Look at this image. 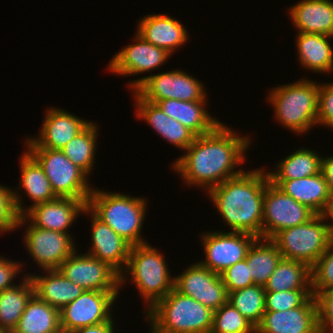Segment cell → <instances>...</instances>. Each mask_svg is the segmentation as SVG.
I'll use <instances>...</instances> for the list:
<instances>
[{"label": "cell", "instance_id": "cell-3", "mask_svg": "<svg viewBox=\"0 0 333 333\" xmlns=\"http://www.w3.org/2000/svg\"><path fill=\"white\" fill-rule=\"evenodd\" d=\"M213 312L173 288L146 310L151 333H210Z\"/></svg>", "mask_w": 333, "mask_h": 333}, {"label": "cell", "instance_id": "cell-26", "mask_svg": "<svg viewBox=\"0 0 333 333\" xmlns=\"http://www.w3.org/2000/svg\"><path fill=\"white\" fill-rule=\"evenodd\" d=\"M46 275L27 274L33 282L35 294L50 306L61 310L85 290L69 281L57 269L44 270Z\"/></svg>", "mask_w": 333, "mask_h": 333}, {"label": "cell", "instance_id": "cell-31", "mask_svg": "<svg viewBox=\"0 0 333 333\" xmlns=\"http://www.w3.org/2000/svg\"><path fill=\"white\" fill-rule=\"evenodd\" d=\"M265 291L312 290L311 267L282 258L264 286Z\"/></svg>", "mask_w": 333, "mask_h": 333}, {"label": "cell", "instance_id": "cell-35", "mask_svg": "<svg viewBox=\"0 0 333 333\" xmlns=\"http://www.w3.org/2000/svg\"><path fill=\"white\" fill-rule=\"evenodd\" d=\"M265 288L251 285L228 293L227 302L257 327L265 313Z\"/></svg>", "mask_w": 333, "mask_h": 333}, {"label": "cell", "instance_id": "cell-37", "mask_svg": "<svg viewBox=\"0 0 333 333\" xmlns=\"http://www.w3.org/2000/svg\"><path fill=\"white\" fill-rule=\"evenodd\" d=\"M17 193L0 185V233L16 230L21 216L27 211Z\"/></svg>", "mask_w": 333, "mask_h": 333}, {"label": "cell", "instance_id": "cell-13", "mask_svg": "<svg viewBox=\"0 0 333 333\" xmlns=\"http://www.w3.org/2000/svg\"><path fill=\"white\" fill-rule=\"evenodd\" d=\"M201 238L206 258L199 263L218 274L246 259L248 250L257 239L249 233L217 230L206 232Z\"/></svg>", "mask_w": 333, "mask_h": 333}, {"label": "cell", "instance_id": "cell-5", "mask_svg": "<svg viewBox=\"0 0 333 333\" xmlns=\"http://www.w3.org/2000/svg\"><path fill=\"white\" fill-rule=\"evenodd\" d=\"M318 93V83L302 78L271 89L268 101L274 106V116L282 126L303 134L317 125Z\"/></svg>", "mask_w": 333, "mask_h": 333}, {"label": "cell", "instance_id": "cell-17", "mask_svg": "<svg viewBox=\"0 0 333 333\" xmlns=\"http://www.w3.org/2000/svg\"><path fill=\"white\" fill-rule=\"evenodd\" d=\"M256 333H321L315 296L290 310L265 311Z\"/></svg>", "mask_w": 333, "mask_h": 333}, {"label": "cell", "instance_id": "cell-43", "mask_svg": "<svg viewBox=\"0 0 333 333\" xmlns=\"http://www.w3.org/2000/svg\"><path fill=\"white\" fill-rule=\"evenodd\" d=\"M21 266L19 262H14L9 258L5 259L3 256L0 257V292L16 286L11 282L19 274Z\"/></svg>", "mask_w": 333, "mask_h": 333}, {"label": "cell", "instance_id": "cell-14", "mask_svg": "<svg viewBox=\"0 0 333 333\" xmlns=\"http://www.w3.org/2000/svg\"><path fill=\"white\" fill-rule=\"evenodd\" d=\"M174 288L212 311L218 310L228 299L220 274L209 270L199 262L192 264L175 277Z\"/></svg>", "mask_w": 333, "mask_h": 333}, {"label": "cell", "instance_id": "cell-24", "mask_svg": "<svg viewBox=\"0 0 333 333\" xmlns=\"http://www.w3.org/2000/svg\"><path fill=\"white\" fill-rule=\"evenodd\" d=\"M156 104L169 117L179 121L196 136L213 131L221 122L211 117L204 105L206 101H181L166 99Z\"/></svg>", "mask_w": 333, "mask_h": 333}, {"label": "cell", "instance_id": "cell-10", "mask_svg": "<svg viewBox=\"0 0 333 333\" xmlns=\"http://www.w3.org/2000/svg\"><path fill=\"white\" fill-rule=\"evenodd\" d=\"M316 213L286 195L270 181L266 184L262 218V238L272 239L279 231L311 220Z\"/></svg>", "mask_w": 333, "mask_h": 333}, {"label": "cell", "instance_id": "cell-1", "mask_svg": "<svg viewBox=\"0 0 333 333\" xmlns=\"http://www.w3.org/2000/svg\"><path fill=\"white\" fill-rule=\"evenodd\" d=\"M249 144V136L241 137L221 122L210 133L196 136L186 154L175 160L173 169L189 187L196 185L209 191L244 171L234 169L246 159Z\"/></svg>", "mask_w": 333, "mask_h": 333}, {"label": "cell", "instance_id": "cell-33", "mask_svg": "<svg viewBox=\"0 0 333 333\" xmlns=\"http://www.w3.org/2000/svg\"><path fill=\"white\" fill-rule=\"evenodd\" d=\"M23 153L20 160L19 189L22 187L26 191L28 197L33 201L31 206L56 199L57 196L41 166L27 151Z\"/></svg>", "mask_w": 333, "mask_h": 333}, {"label": "cell", "instance_id": "cell-30", "mask_svg": "<svg viewBox=\"0 0 333 333\" xmlns=\"http://www.w3.org/2000/svg\"><path fill=\"white\" fill-rule=\"evenodd\" d=\"M21 282L13 288L0 292V333H12L29 300L35 294L29 276L26 275Z\"/></svg>", "mask_w": 333, "mask_h": 333}, {"label": "cell", "instance_id": "cell-23", "mask_svg": "<svg viewBox=\"0 0 333 333\" xmlns=\"http://www.w3.org/2000/svg\"><path fill=\"white\" fill-rule=\"evenodd\" d=\"M290 19L298 33L322 34L333 37V2L303 0L291 6Z\"/></svg>", "mask_w": 333, "mask_h": 333}, {"label": "cell", "instance_id": "cell-27", "mask_svg": "<svg viewBox=\"0 0 333 333\" xmlns=\"http://www.w3.org/2000/svg\"><path fill=\"white\" fill-rule=\"evenodd\" d=\"M332 36L313 33H298L296 49L300 64L306 69L329 73L333 70V47L329 39Z\"/></svg>", "mask_w": 333, "mask_h": 333}, {"label": "cell", "instance_id": "cell-2", "mask_svg": "<svg viewBox=\"0 0 333 333\" xmlns=\"http://www.w3.org/2000/svg\"><path fill=\"white\" fill-rule=\"evenodd\" d=\"M268 182L265 170H246L207 193L233 232L249 233L262 238L264 193Z\"/></svg>", "mask_w": 333, "mask_h": 333}, {"label": "cell", "instance_id": "cell-7", "mask_svg": "<svg viewBox=\"0 0 333 333\" xmlns=\"http://www.w3.org/2000/svg\"><path fill=\"white\" fill-rule=\"evenodd\" d=\"M325 215L316 214L306 223L279 231L271 240L284 259L313 267L326 251L333 235Z\"/></svg>", "mask_w": 333, "mask_h": 333}, {"label": "cell", "instance_id": "cell-45", "mask_svg": "<svg viewBox=\"0 0 333 333\" xmlns=\"http://www.w3.org/2000/svg\"><path fill=\"white\" fill-rule=\"evenodd\" d=\"M321 173L327 182L330 193L333 195V156L322 158Z\"/></svg>", "mask_w": 333, "mask_h": 333}, {"label": "cell", "instance_id": "cell-6", "mask_svg": "<svg viewBox=\"0 0 333 333\" xmlns=\"http://www.w3.org/2000/svg\"><path fill=\"white\" fill-rule=\"evenodd\" d=\"M123 272L131 275L140 296L150 309L158 300L164 298L173 288L175 277L170 271L163 255L149 243L131 246L128 262Z\"/></svg>", "mask_w": 333, "mask_h": 333}, {"label": "cell", "instance_id": "cell-34", "mask_svg": "<svg viewBox=\"0 0 333 333\" xmlns=\"http://www.w3.org/2000/svg\"><path fill=\"white\" fill-rule=\"evenodd\" d=\"M98 126L91 122L72 140H70L61 151L76 166L82 169L87 175L94 166L96 143L99 133Z\"/></svg>", "mask_w": 333, "mask_h": 333}, {"label": "cell", "instance_id": "cell-32", "mask_svg": "<svg viewBox=\"0 0 333 333\" xmlns=\"http://www.w3.org/2000/svg\"><path fill=\"white\" fill-rule=\"evenodd\" d=\"M282 258V254L271 239L257 238L246 256L254 284L264 287Z\"/></svg>", "mask_w": 333, "mask_h": 333}, {"label": "cell", "instance_id": "cell-42", "mask_svg": "<svg viewBox=\"0 0 333 333\" xmlns=\"http://www.w3.org/2000/svg\"><path fill=\"white\" fill-rule=\"evenodd\" d=\"M333 128V82L320 84L318 93L317 125Z\"/></svg>", "mask_w": 333, "mask_h": 333}, {"label": "cell", "instance_id": "cell-8", "mask_svg": "<svg viewBox=\"0 0 333 333\" xmlns=\"http://www.w3.org/2000/svg\"><path fill=\"white\" fill-rule=\"evenodd\" d=\"M41 166L57 197L75 198L86 204L93 191L87 174L70 161L61 150L27 148L26 150Z\"/></svg>", "mask_w": 333, "mask_h": 333}, {"label": "cell", "instance_id": "cell-39", "mask_svg": "<svg viewBox=\"0 0 333 333\" xmlns=\"http://www.w3.org/2000/svg\"><path fill=\"white\" fill-rule=\"evenodd\" d=\"M311 274L312 294L314 296L333 287V239L326 251L311 268Z\"/></svg>", "mask_w": 333, "mask_h": 333}, {"label": "cell", "instance_id": "cell-22", "mask_svg": "<svg viewBox=\"0 0 333 333\" xmlns=\"http://www.w3.org/2000/svg\"><path fill=\"white\" fill-rule=\"evenodd\" d=\"M178 20L165 14L146 15L139 20L137 34L154 46L174 53L187 42L188 31Z\"/></svg>", "mask_w": 333, "mask_h": 333}, {"label": "cell", "instance_id": "cell-41", "mask_svg": "<svg viewBox=\"0 0 333 333\" xmlns=\"http://www.w3.org/2000/svg\"><path fill=\"white\" fill-rule=\"evenodd\" d=\"M318 308V325L321 333H333V287L315 296Z\"/></svg>", "mask_w": 333, "mask_h": 333}, {"label": "cell", "instance_id": "cell-25", "mask_svg": "<svg viewBox=\"0 0 333 333\" xmlns=\"http://www.w3.org/2000/svg\"><path fill=\"white\" fill-rule=\"evenodd\" d=\"M278 187L318 215H325L333 196L321 172L306 178L284 180Z\"/></svg>", "mask_w": 333, "mask_h": 333}, {"label": "cell", "instance_id": "cell-11", "mask_svg": "<svg viewBox=\"0 0 333 333\" xmlns=\"http://www.w3.org/2000/svg\"><path fill=\"white\" fill-rule=\"evenodd\" d=\"M118 294L119 291L85 290L73 302L60 310L62 333H70L81 327L109 322L112 319L111 306Z\"/></svg>", "mask_w": 333, "mask_h": 333}, {"label": "cell", "instance_id": "cell-28", "mask_svg": "<svg viewBox=\"0 0 333 333\" xmlns=\"http://www.w3.org/2000/svg\"><path fill=\"white\" fill-rule=\"evenodd\" d=\"M12 333H62L60 310L34 294Z\"/></svg>", "mask_w": 333, "mask_h": 333}, {"label": "cell", "instance_id": "cell-29", "mask_svg": "<svg viewBox=\"0 0 333 333\" xmlns=\"http://www.w3.org/2000/svg\"><path fill=\"white\" fill-rule=\"evenodd\" d=\"M322 157L311 149L301 148L285 157L273 172H267L269 181L279 186L284 180L306 178L321 172Z\"/></svg>", "mask_w": 333, "mask_h": 333}, {"label": "cell", "instance_id": "cell-20", "mask_svg": "<svg viewBox=\"0 0 333 333\" xmlns=\"http://www.w3.org/2000/svg\"><path fill=\"white\" fill-rule=\"evenodd\" d=\"M46 112L39 137L27 139L28 148L61 150L90 123L60 108Z\"/></svg>", "mask_w": 333, "mask_h": 333}, {"label": "cell", "instance_id": "cell-36", "mask_svg": "<svg viewBox=\"0 0 333 333\" xmlns=\"http://www.w3.org/2000/svg\"><path fill=\"white\" fill-rule=\"evenodd\" d=\"M210 333H256V327L229 302L213 312Z\"/></svg>", "mask_w": 333, "mask_h": 333}, {"label": "cell", "instance_id": "cell-16", "mask_svg": "<svg viewBox=\"0 0 333 333\" xmlns=\"http://www.w3.org/2000/svg\"><path fill=\"white\" fill-rule=\"evenodd\" d=\"M87 204L80 199L57 197L54 200L29 206L21 216L18 227L31 221L37 228L54 230L64 234L78 215L84 211Z\"/></svg>", "mask_w": 333, "mask_h": 333}, {"label": "cell", "instance_id": "cell-19", "mask_svg": "<svg viewBox=\"0 0 333 333\" xmlns=\"http://www.w3.org/2000/svg\"><path fill=\"white\" fill-rule=\"evenodd\" d=\"M134 44L127 45L111 59L108 68L118 75H136L152 71L168 60L170 53L144 40L137 33Z\"/></svg>", "mask_w": 333, "mask_h": 333}, {"label": "cell", "instance_id": "cell-40", "mask_svg": "<svg viewBox=\"0 0 333 333\" xmlns=\"http://www.w3.org/2000/svg\"><path fill=\"white\" fill-rule=\"evenodd\" d=\"M220 277L227 293L254 285L246 259L225 269Z\"/></svg>", "mask_w": 333, "mask_h": 333}, {"label": "cell", "instance_id": "cell-46", "mask_svg": "<svg viewBox=\"0 0 333 333\" xmlns=\"http://www.w3.org/2000/svg\"><path fill=\"white\" fill-rule=\"evenodd\" d=\"M325 216L328 219L330 218V220L333 222V196H332V199L330 201L328 210L325 213ZM330 228H331V232H332V235H333V224H331V223H330Z\"/></svg>", "mask_w": 333, "mask_h": 333}, {"label": "cell", "instance_id": "cell-15", "mask_svg": "<svg viewBox=\"0 0 333 333\" xmlns=\"http://www.w3.org/2000/svg\"><path fill=\"white\" fill-rule=\"evenodd\" d=\"M24 239L28 253L42 270L57 269L77 251L71 235L37 228L32 224L28 226Z\"/></svg>", "mask_w": 333, "mask_h": 333}, {"label": "cell", "instance_id": "cell-12", "mask_svg": "<svg viewBox=\"0 0 333 333\" xmlns=\"http://www.w3.org/2000/svg\"><path fill=\"white\" fill-rule=\"evenodd\" d=\"M62 275L84 290L119 291L120 274L108 263L75 251L57 268Z\"/></svg>", "mask_w": 333, "mask_h": 333}, {"label": "cell", "instance_id": "cell-18", "mask_svg": "<svg viewBox=\"0 0 333 333\" xmlns=\"http://www.w3.org/2000/svg\"><path fill=\"white\" fill-rule=\"evenodd\" d=\"M91 213L92 248L87 253L108 263L120 274V286L127 280L123 276L131 245L120 237L110 226L99 220L87 207L81 213Z\"/></svg>", "mask_w": 333, "mask_h": 333}, {"label": "cell", "instance_id": "cell-44", "mask_svg": "<svg viewBox=\"0 0 333 333\" xmlns=\"http://www.w3.org/2000/svg\"><path fill=\"white\" fill-rule=\"evenodd\" d=\"M70 333H115L114 332V324L111 319L109 322H104L99 325L81 327L73 330Z\"/></svg>", "mask_w": 333, "mask_h": 333}, {"label": "cell", "instance_id": "cell-38", "mask_svg": "<svg viewBox=\"0 0 333 333\" xmlns=\"http://www.w3.org/2000/svg\"><path fill=\"white\" fill-rule=\"evenodd\" d=\"M312 295V290L266 291L265 311H285L302 306Z\"/></svg>", "mask_w": 333, "mask_h": 333}, {"label": "cell", "instance_id": "cell-9", "mask_svg": "<svg viewBox=\"0 0 333 333\" xmlns=\"http://www.w3.org/2000/svg\"><path fill=\"white\" fill-rule=\"evenodd\" d=\"M128 87L152 103L166 99L207 101L203 83L181 70L141 77L129 82Z\"/></svg>", "mask_w": 333, "mask_h": 333}, {"label": "cell", "instance_id": "cell-21", "mask_svg": "<svg viewBox=\"0 0 333 333\" xmlns=\"http://www.w3.org/2000/svg\"><path fill=\"white\" fill-rule=\"evenodd\" d=\"M134 93L136 117L147 121L160 137L184 151L194 142L196 135L191 130L167 116L156 103L145 101Z\"/></svg>", "mask_w": 333, "mask_h": 333}, {"label": "cell", "instance_id": "cell-4", "mask_svg": "<svg viewBox=\"0 0 333 333\" xmlns=\"http://www.w3.org/2000/svg\"><path fill=\"white\" fill-rule=\"evenodd\" d=\"M146 205L145 198L105 192L95 187L87 202V208L131 246L148 243L140 233Z\"/></svg>", "mask_w": 333, "mask_h": 333}]
</instances>
